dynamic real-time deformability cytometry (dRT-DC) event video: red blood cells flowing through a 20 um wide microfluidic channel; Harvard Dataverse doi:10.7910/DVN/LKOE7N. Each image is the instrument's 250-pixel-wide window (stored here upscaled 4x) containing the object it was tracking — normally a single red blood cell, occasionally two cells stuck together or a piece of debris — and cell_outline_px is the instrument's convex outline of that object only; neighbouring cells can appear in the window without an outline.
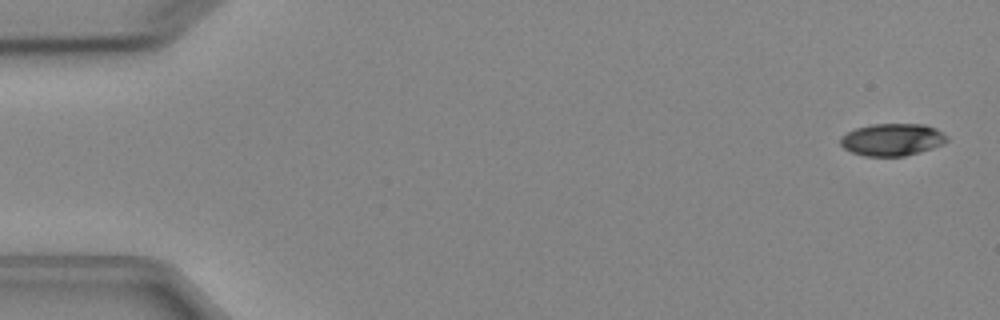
{"species": "Egyptian fruit bat (a non-hibernating species)", "species_latin": "Rousettus aegyptiacus", "temperature_condition": "cold", "stored_images_in_passage": 7, "camera_frame_rate_fps": 3000, "um_per_image_px": 0.085, "animal": {"sex": "female"}, "frame": {"image": 1, "passage_image": 1, "time_ms": 0.0, "image_size_px": [1000, 320], "cell_outline_px": [[948, 140], [944, 144], [920, 152], [904, 156], [864, 156], [852, 152], [844, 148], [840, 144], [840, 136], [856, 128], [872, 124], [924, 124], [936, 128], [948, 136]], "centroid_in_image_um": [75.85, 11.86], "position_along_channel_um": 9.1, "area_um2": 20.11}}
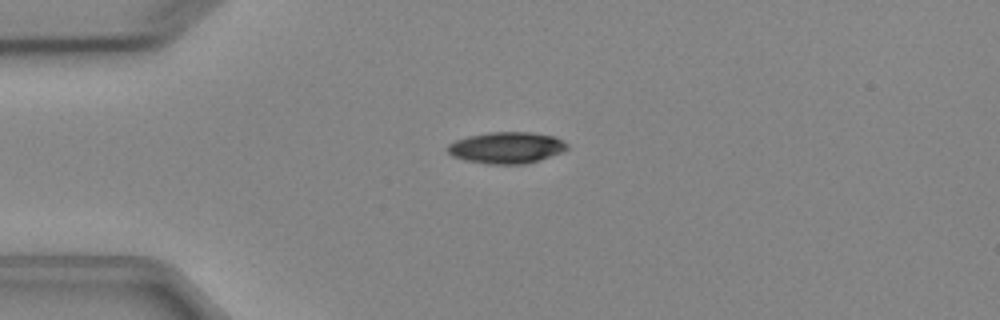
{"frame": {"image": 2, "passage_image": 4, "time_ms": 3.667, "image_size_px": [1000, 320], "cell_outline_px": [[568, 148], [560, 152], [540, 160], [524, 164], [488, 164], [464, 160], [452, 156], [448, 152], [448, 144], [456, 140], [468, 136], [488, 132], [532, 132], [556, 136], [568, 144]], "centroid_in_image_um": [43.06, 12.55], "position_along_channel_um": 41.9, "area_um2": 21.96}}